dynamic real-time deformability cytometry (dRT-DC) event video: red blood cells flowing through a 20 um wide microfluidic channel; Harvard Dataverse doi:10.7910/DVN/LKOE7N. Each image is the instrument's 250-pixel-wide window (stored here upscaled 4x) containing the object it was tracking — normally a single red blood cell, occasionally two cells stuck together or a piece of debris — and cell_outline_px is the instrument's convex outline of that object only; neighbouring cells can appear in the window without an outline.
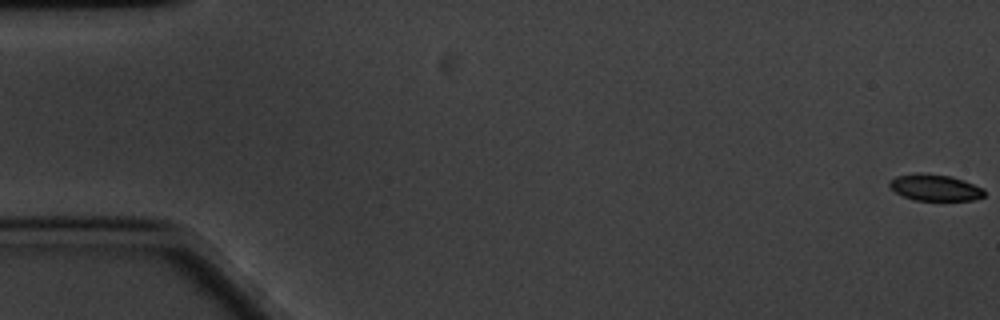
{"species": "common noctule bat (a hibernating species)", "species_latin": "Nyctalus noctula", "temperature_condition": "cold", "stored_images_in_passage": 61, "camera_frame_rate_fps": 3000, "um_per_image_px": 0.085, "animal": {"sex": "male", "body_mass_g": 20.1, "forearm_length_mm": 53.5}, "frame": {"image": 1, "passage_image": 1, "time_ms": 0.0, "image_size_px": [1000, 320], "cell_outline_px": [[984, 196], [972, 200], [916, 200], [904, 196], [888, 188], [888, 184], [896, 176], [920, 172], [948, 176], [964, 180], [984, 188]], "centroid_in_image_um": [79.47, 15.94], "position_along_channel_um": 5.5, "area_um2": 14.51}}
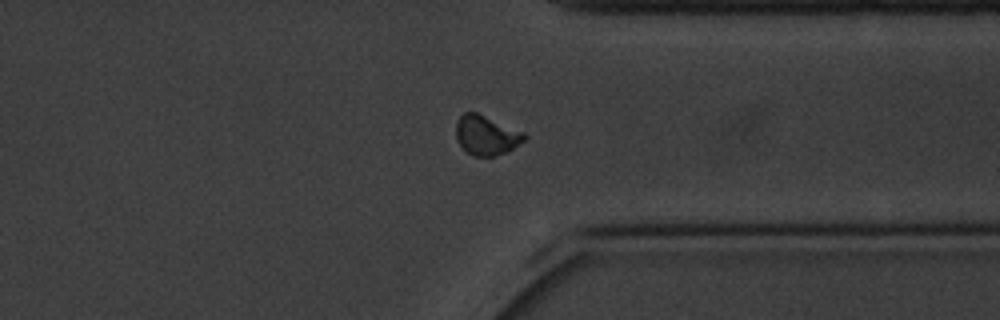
{"frame": {"image": 2, "passage_image": 47, "time_ms": 15.333, "image_size_px": [1000, 320], "cell_outline_px": [[528, 136], [524, 140], [512, 148], [504, 152], [492, 156], [472, 156], [460, 144], [456, 136], [456, 120], [464, 112], [476, 112], [524, 132]], "centroid_in_image_um": [41.32, 11.48], "position_along_channel_um": 370.1, "area_um2": 15.49}}
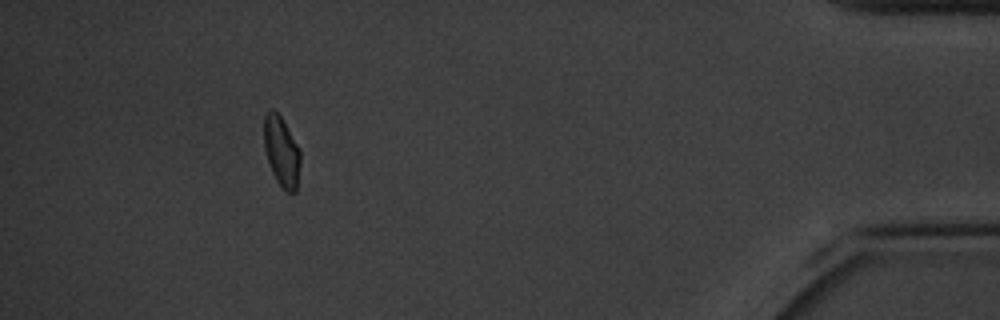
{"frame": {"image": 3, "passage_image": 56, "time_ms": 18.333, "image_size_px": [1000, 320], "cell_outline_px": [[300, 164], [296, 192], [288, 192], [276, 180], [272, 172], [264, 148], [264, 116], [268, 108], [272, 108], [280, 116], [300, 148]], "centroid_in_image_um": [23.93, 12.84], "position_along_channel_um": 411.3, "area_um2": 14.8}, "authors_computed_cell_mechanics": {"area_um2": 15.5482, "velocity_mm_per_s": 3.3131, "shape_relaxation_time_tau1_ms": 2.6443, "shape_relaxation_time_tau2_ms": 5.1179, "deformation_change_tau1": 0.1019, "deformation_change_tau2": 0.0461}}